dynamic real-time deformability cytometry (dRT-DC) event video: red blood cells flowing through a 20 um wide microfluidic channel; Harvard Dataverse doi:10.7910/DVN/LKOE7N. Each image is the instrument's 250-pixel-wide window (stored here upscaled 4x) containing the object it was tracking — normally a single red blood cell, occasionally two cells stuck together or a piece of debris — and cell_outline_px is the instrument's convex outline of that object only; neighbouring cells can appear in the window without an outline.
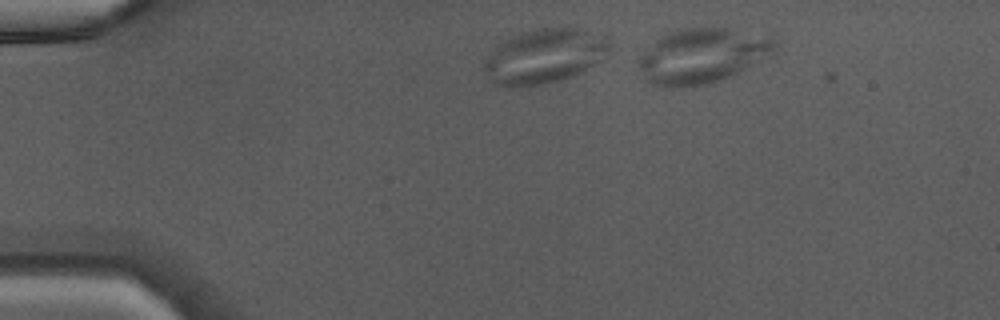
{"species": "Egyptian fruit bat (a non-hibernating species)", "species_latin": "Rousettus aegyptiacus", "temperature_condition": "warm", "stored_images_in_passage": 3, "camera_frame_rate_fps": 3000, "um_per_image_px": 0.085, "animal": {"sex": "male"}, "frame": {"image": 1, "passage_image": 3, "time_ms": 0.667, "image_size_px": [1000, 320], "cell_outline_px": [[776, 52], [720, 80], [708, 84], [680, 88], [672, 88], [652, 84], [644, 76], [636, 60], [660, 36], [668, 32], [680, 28], [728, 28], [772, 36], [776, 40]], "centroid_in_image_um": [59.69, 4.73], "position_along_channel_um": 25.3, "area_um2": 43.41}}